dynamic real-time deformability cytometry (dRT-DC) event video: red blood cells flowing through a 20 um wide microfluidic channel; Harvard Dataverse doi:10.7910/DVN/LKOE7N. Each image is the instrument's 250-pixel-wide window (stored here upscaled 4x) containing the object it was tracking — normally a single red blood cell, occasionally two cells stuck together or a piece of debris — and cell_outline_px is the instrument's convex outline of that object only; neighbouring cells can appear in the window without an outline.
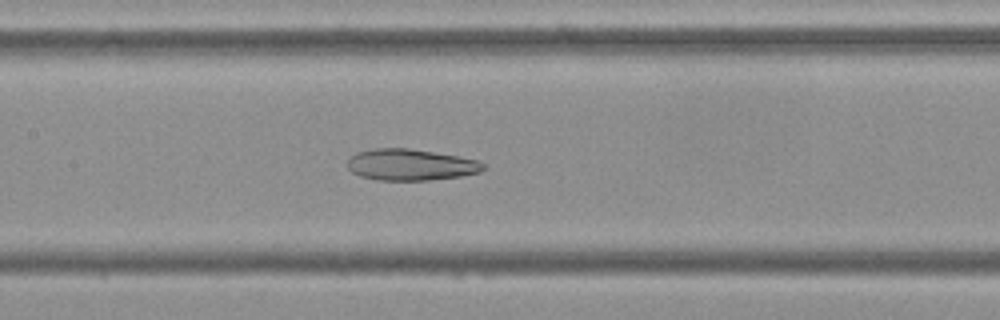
{"species": "Egyptian fruit bat (a non-hibernating species)", "species_latin": "Rousettus aegyptiacus", "temperature_condition": "cold", "stored_images_in_passage": 51, "camera_frame_rate_fps": 3000, "um_per_image_px": 0.085, "frame": {"image": 1, "passage_image": 23, "time_ms": 7.333, "image_size_px": [1000, 320], "cell_outline_px": [[488, 164], [480, 172], [460, 176], [428, 180], [376, 180], [360, 176], [352, 172], [348, 168], [348, 160], [356, 152], [376, 148], [408, 148], [456, 156], [476, 160]], "centroid_in_image_um": [34.89, 14.01], "position_along_channel_um": 172.5, "area_um2": 24.68}}
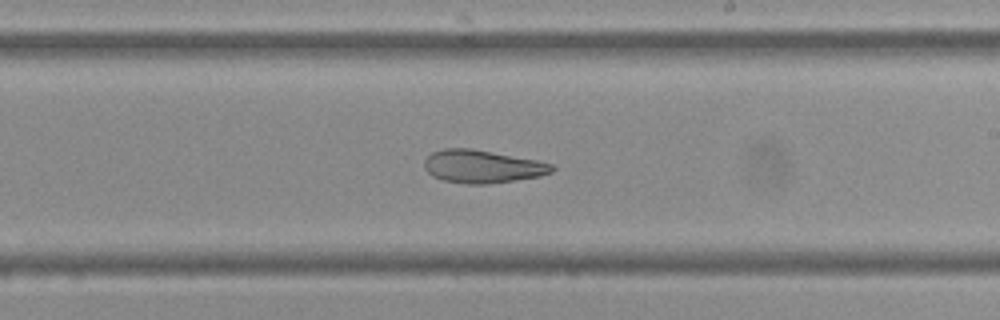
{"frame": {"image": 2, "passage_image": 29, "time_ms": 9.333, "image_size_px": [1000, 320], "cell_outline_px": [[556, 168], [552, 172], [540, 176], [488, 184], [468, 184], [444, 180], [432, 176], [424, 168], [424, 160], [432, 152], [444, 148], [472, 148], [536, 160], [552, 164]], "centroid_in_image_um": [40.98, 14.14], "position_along_channel_um": 248.0, "area_um2": 24.45}}
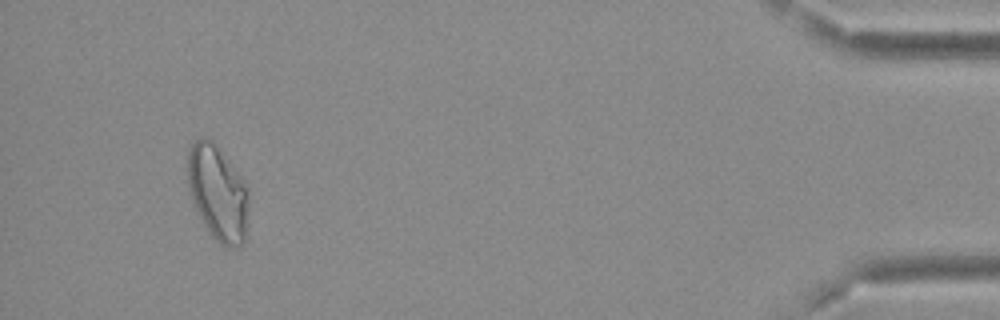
{"frame": {"image": 3, "passage_image": 48, "time_ms": 15.667, "image_size_px": [1000, 320], "cell_outline_px": [[248, 204], [244, 244], [240, 248], [232, 248], [220, 244], [212, 236], [204, 224], [196, 208], [188, 188], [188, 152], [192, 144], [200, 136], [208, 136], [212, 140], [244, 180], [248, 192]], "centroid_in_image_um": [18.52, 16.4], "position_along_channel_um": 416.7, "area_um2": 33.76}}